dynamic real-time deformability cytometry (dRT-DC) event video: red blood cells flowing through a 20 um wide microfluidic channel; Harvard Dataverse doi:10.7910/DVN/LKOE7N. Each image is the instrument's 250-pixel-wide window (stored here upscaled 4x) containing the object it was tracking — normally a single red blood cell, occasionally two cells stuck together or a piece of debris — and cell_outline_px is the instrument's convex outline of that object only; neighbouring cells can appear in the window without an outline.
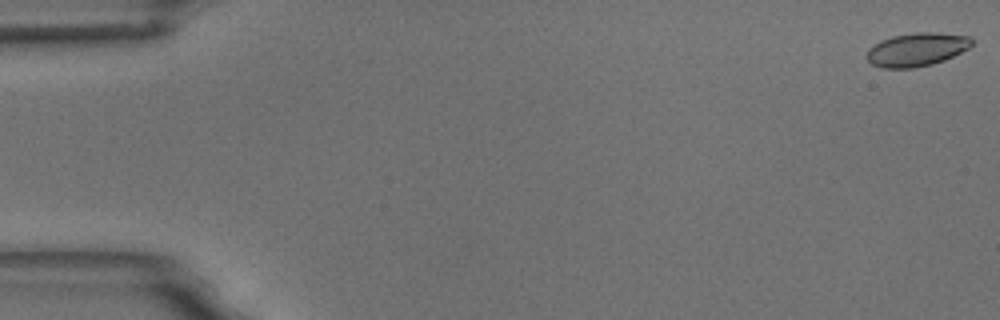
{"species": "common noctule bat (a hibernating species)", "species_latin": "Nyctalus noctula", "temperature_condition": "room temperature", "stored_images_in_passage": 59, "camera_frame_rate_fps": 3000, "um_per_image_px": 0.085, "animal": {"sex": "male", "body_mass_g": 18.8}, "frame": {"image": 1, "passage_image": 1, "time_ms": 0.0, "image_size_px": [1000, 320], "cell_outline_px": [[972, 44], [968, 48], [944, 60], [932, 64], [912, 68], [884, 68], [872, 64], [864, 56], [868, 48], [880, 40], [892, 36], [916, 32], [936, 32], [972, 36]], "centroid_in_image_um": [77.89, 4.2], "position_along_channel_um": 7.1, "area_um2": 20.58}}
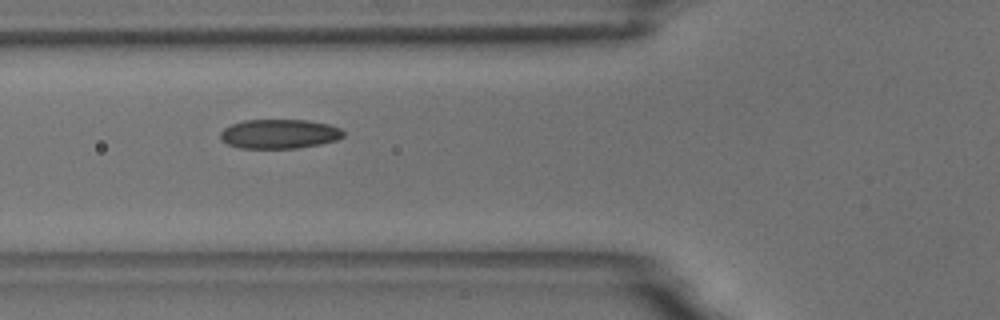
{"frame": {"image": 2, "passage_image": 22, "time_ms": 7.0, "image_size_px": [1000, 320], "cell_outline_px": [[344, 136], [336, 140], [320, 144], [296, 148], [240, 148], [228, 144], [220, 140], [220, 132], [224, 128], [232, 124], [244, 120], [308, 120], [328, 124], [340, 128], [344, 132]], "centroid_in_image_um": [23.73, 11.38], "position_along_channel_um": 102.1, "area_um2": 21.04}}
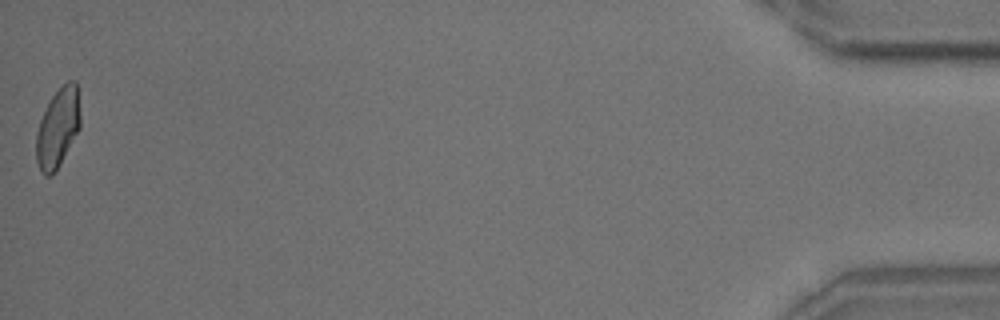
{"frame": {"image": 3, "passage_image": 59, "time_ms": 19.333, "image_size_px": [1000, 320], "cell_outline_px": [[80, 128], [56, 172], [52, 176], [44, 176], [40, 172], [36, 160], [36, 132], [40, 120], [52, 96], [68, 80], [76, 80], [80, 112]], "centroid_in_image_um": [4.91, 10.92], "position_along_channel_um": 430.3, "area_um2": 20.46}, "authors_computed_cell_mechanics": {"area_um2": 20.7502, "velocity_mm_per_s": 3.4344, "shape_relaxation_time_tau1_ms": 6.0879, "shape_relaxation_time_tau2_ms": 1.667, "deformation_change_tau1": 0.138, "deformation_change_tau2": 0.0693}}